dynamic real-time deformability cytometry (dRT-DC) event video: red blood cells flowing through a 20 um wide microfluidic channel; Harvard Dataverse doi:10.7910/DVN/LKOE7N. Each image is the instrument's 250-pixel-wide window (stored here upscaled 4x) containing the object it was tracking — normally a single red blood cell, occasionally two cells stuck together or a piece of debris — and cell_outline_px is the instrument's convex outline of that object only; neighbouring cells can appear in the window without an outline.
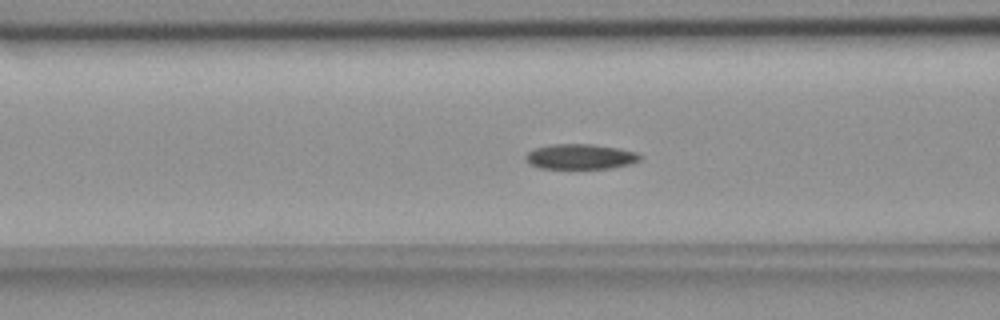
{"species": "common noctule bat (a hibernating species)", "species_latin": "Nyctalus noctula", "temperature_condition": "room temperature", "stored_images_in_passage": 49, "camera_frame_rate_fps": 3000, "um_per_image_px": 0.085, "animal": {"sex": "female", "body_mass_g": 18.4}, "frame": {"image": 1, "passage_image": 16, "time_ms": 5.0, "image_size_px": [1000, 320], "cell_outline_px": [[640, 160], [632, 164], [612, 168], [540, 168], [528, 164], [524, 156], [528, 152], [536, 148], [552, 144], [592, 144], [616, 148], [636, 152], [640, 156]], "centroid_in_image_um": [49.31, 13.32], "position_along_channel_um": 117.3, "area_um2": 16.7}}
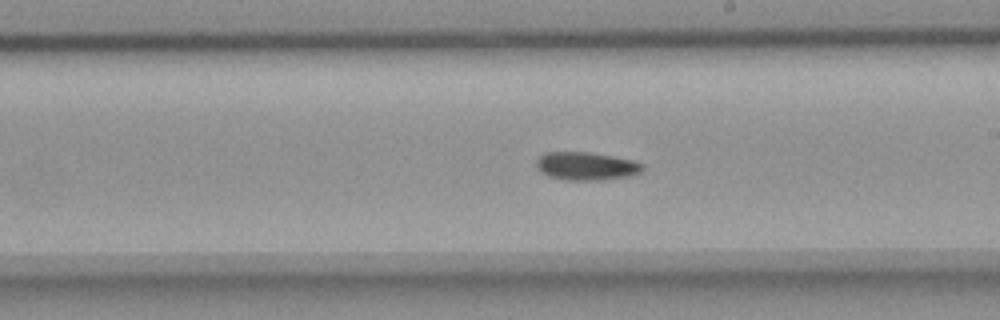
{"frame": {"image": 2, "passage_image": 26, "time_ms": 8.333, "image_size_px": [1000, 320], "cell_outline_px": [[644, 168], [640, 172], [628, 176], [600, 180], [568, 180], [548, 176], [540, 172], [536, 168], [536, 160], [544, 152], [588, 152], [612, 156], [632, 160], [644, 164]], "centroid_in_image_um": [49.8, 14.11], "position_along_channel_um": 239.2, "area_um2": 17.4}}
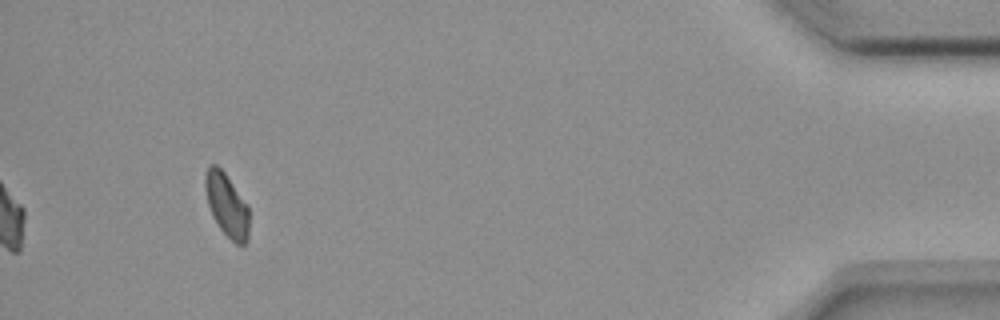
{"frame": {"image": 3, "passage_image": 46, "time_ms": 15.0, "image_size_px": [1000, 320], "cell_outline_px": [[248, 240], [244, 244], [236, 244], [220, 228], [212, 216], [208, 204], [204, 184], [204, 176], [208, 168], [212, 164], [216, 164], [224, 172], [248, 208]], "centroid_in_image_um": [19.25, 17.43], "position_along_channel_um": 416.0, "area_um2": 15.72}, "authors_computed_cell_mechanics": {"area_um2": 16.9354, "velocity_mm_per_s": 3.6697, "shape_relaxation_time_tau1_ms": 9.8731, "shape_relaxation_time_tau2_ms": null, "deformation_change_tau1": 0.1358, "deformation_change_tau2": null}}